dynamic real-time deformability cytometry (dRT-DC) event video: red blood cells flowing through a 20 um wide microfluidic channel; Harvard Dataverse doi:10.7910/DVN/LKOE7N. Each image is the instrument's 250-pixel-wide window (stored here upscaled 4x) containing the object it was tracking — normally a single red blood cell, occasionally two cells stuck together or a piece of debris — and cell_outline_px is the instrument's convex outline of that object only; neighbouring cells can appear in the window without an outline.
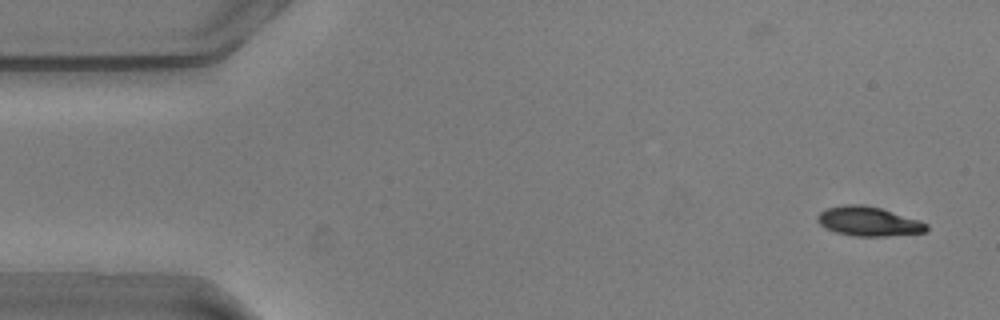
{"species": "common noctule bat (a hibernating species)", "species_latin": "Nyctalus noctula", "temperature_condition": "warm", "stored_images_in_passage": 17, "camera_frame_rate_fps": 3000, "um_per_image_px": 0.085, "animal": {"sex": "male", "body_mass_g": 20.5, "forearm_length_mm": 52.5}, "frame": {"image": 1, "passage_image": 3, "time_ms": 0.667, "image_size_px": [1000, 320], "cell_outline_px": [[928, 232], [884, 236], [856, 236], [836, 232], [824, 228], [816, 220], [816, 216], [820, 212], [828, 208], [844, 204], [864, 204], [880, 208], [920, 220], [928, 224]], "centroid_in_image_um": [73.82, 18.81], "position_along_channel_um": 11.2, "area_um2": 18.73}}
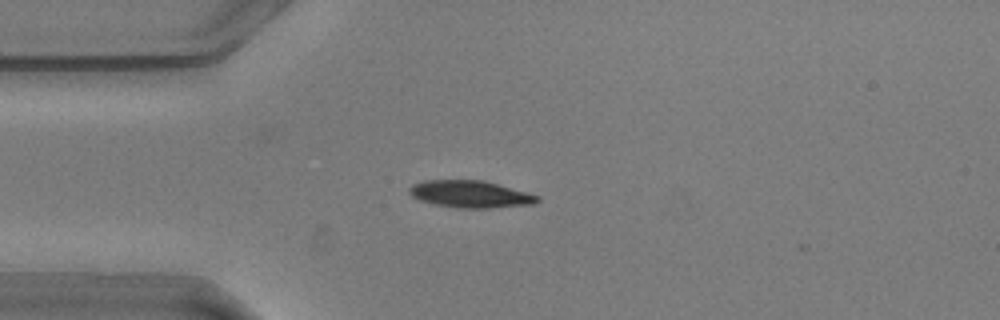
{"frame": {"image": 2, "passage_image": 14, "time_ms": 4.333, "image_size_px": [1000, 320], "cell_outline_px": [[540, 200], [532, 204], [488, 208], [460, 208], [436, 204], [420, 200], [412, 196], [408, 192], [408, 188], [412, 184], [424, 180], [484, 180], [528, 192], [540, 196]], "centroid_in_image_um": [39.98, 16.49], "position_along_channel_um": 45.0, "area_um2": 20.23}}